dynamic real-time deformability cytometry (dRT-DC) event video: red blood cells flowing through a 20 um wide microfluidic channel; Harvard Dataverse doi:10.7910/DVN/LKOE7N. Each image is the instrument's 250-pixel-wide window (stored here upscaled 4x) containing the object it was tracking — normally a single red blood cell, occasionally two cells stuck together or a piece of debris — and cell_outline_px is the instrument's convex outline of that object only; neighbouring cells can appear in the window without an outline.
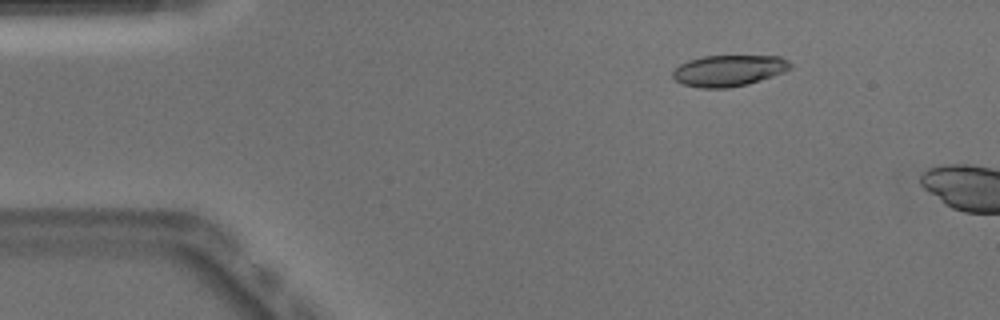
{"species": "Egyptian fruit bat (a non-hibernating species)", "species_latin": "Rousettus aegyptiacus", "temperature_condition": "warm", "stored_images_in_passage": 10, "camera_frame_rate_fps": 3000, "um_per_image_px": 0.085, "animal": {"sex": "male"}, "frame": {"image": 1, "passage_image": 7, "time_ms": 2.0, "image_size_px": [1000, 320], "cell_outline_px": [[792, 68], [784, 72], [748, 84], [728, 88], [700, 88], [684, 84], [676, 80], [672, 76], [672, 72], [680, 64], [688, 60], [704, 56], [780, 56], [788, 60], [792, 64]], "centroid_in_image_um": [61.96, 6.0], "position_along_channel_um": 23.0, "area_um2": 21.39}}